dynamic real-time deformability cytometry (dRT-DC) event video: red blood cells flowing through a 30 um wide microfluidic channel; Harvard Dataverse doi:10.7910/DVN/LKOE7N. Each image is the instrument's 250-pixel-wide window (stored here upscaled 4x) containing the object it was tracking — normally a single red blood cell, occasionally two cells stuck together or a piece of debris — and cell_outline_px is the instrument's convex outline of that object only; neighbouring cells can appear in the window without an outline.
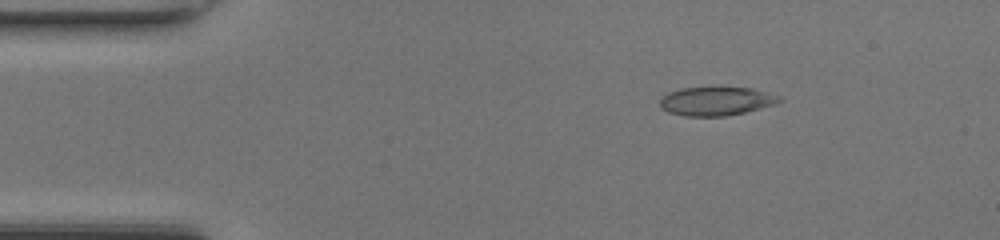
{"species": "common noctule bat (a hibernating species)", "species_latin": "Nyctalus noctula", "temperature_condition": "room temperature", "stored_images_in_passage": 48, "camera_frame_rate_fps": 3000, "um_per_image_px": 0.085, "animal": {"sex": "female", "body_mass_g": 17.0, "forearm_length_mm": 48.0}, "frame": {"image": 1, "passage_image": 8, "time_ms": 2.333, "image_size_px": [1000, 240], "cell_outline_px": [[784, 100], [776, 104], [744, 112], [724, 116], [684, 116], [668, 112], [660, 108], [660, 96], [668, 92], [680, 88], [752, 88], [784, 96]], "centroid_in_image_um": [60.89, 8.6], "position_along_channel_um": 24.1, "area_um2": 20.11}}
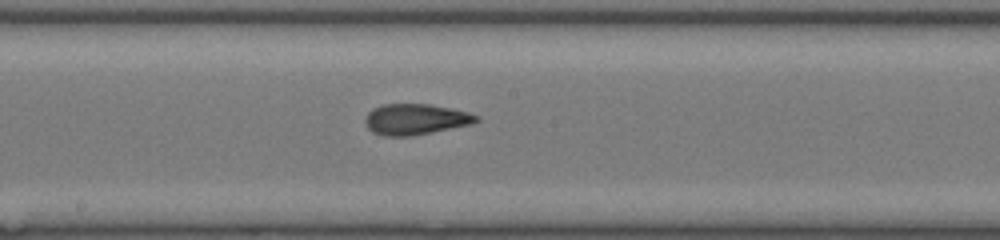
{"frame": {"image": 2, "passage_image": 26, "time_ms": 8.333, "image_size_px": [1000, 240], "cell_outline_px": [[480, 120], [472, 124], [412, 136], [384, 136], [372, 132], [368, 128], [364, 120], [364, 116], [372, 108], [384, 104], [428, 104], [452, 108], [468, 112], [480, 116]], "centroid_in_image_um": [35.31, 10.14], "position_along_channel_um": 212.9, "area_um2": 20.17}}
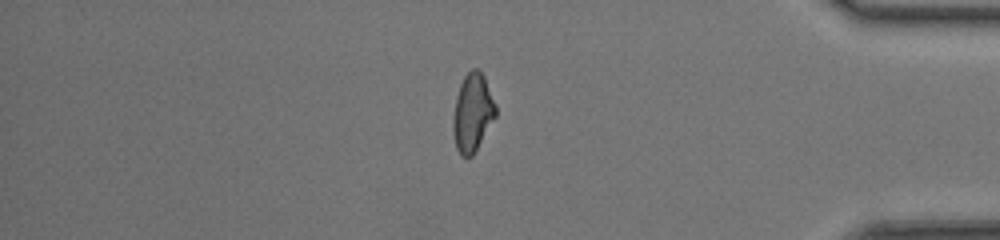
{"frame": {"image": 3, "passage_image": 41, "time_ms": 13.333, "image_size_px": [1000, 240], "cell_outline_px": [[496, 116], [472, 156], [460, 156], [456, 148], [452, 128], [452, 120], [456, 96], [460, 84], [464, 76], [472, 68], [476, 68], [484, 76], [496, 104]], "centroid_in_image_um": [40.15, 9.57], "position_along_channel_um": 395.0, "area_um2": 19.36}, "authors_computed_cell_mechanics": {"area_um2": 19.8832, "velocity_mm_per_s": 4.3276, "shape_relaxation_time_tau1_ms": null, "shape_relaxation_time_tau2_ms": 1.6049, "deformation_change_tau1": null, "deformation_change_tau2": 0.074}}